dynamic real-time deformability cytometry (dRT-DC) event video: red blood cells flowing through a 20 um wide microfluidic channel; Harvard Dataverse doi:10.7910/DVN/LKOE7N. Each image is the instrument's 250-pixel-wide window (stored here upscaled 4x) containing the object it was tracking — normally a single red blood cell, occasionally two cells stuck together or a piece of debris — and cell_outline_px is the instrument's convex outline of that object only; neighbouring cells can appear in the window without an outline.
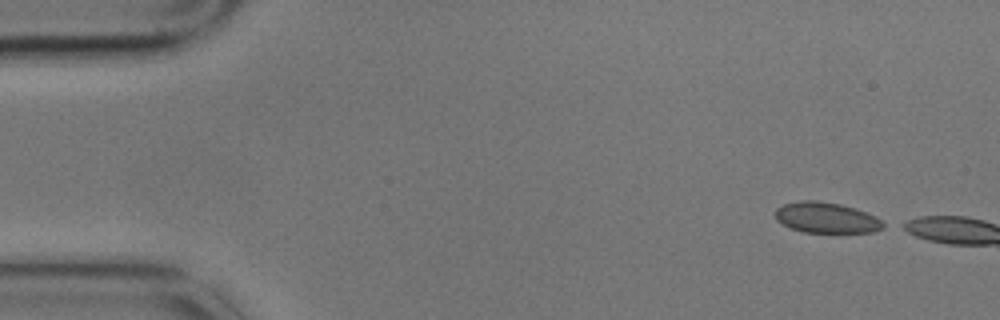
{"species": "common noctule bat (a hibernating species)", "species_latin": "Nyctalus noctula", "temperature_condition": "cold", "stored_images_in_passage": 2, "camera_frame_rate_fps": 3000, "um_per_image_px": 0.085, "animal": {"sex": "male", "body_mass_g": 17.9}, "frame": {"image": 1, "passage_image": 1, "time_ms": 0.0, "image_size_px": [1000, 320], "cell_outline_px": [[888, 224], [884, 228], [872, 232], [804, 232], [792, 228], [776, 220], [776, 208], [784, 204], [800, 200], [816, 200], [840, 204], [856, 208], [876, 216]], "centroid_in_image_um": [70.29, 18.5], "position_along_channel_um": 14.7, "area_um2": 19.36}}